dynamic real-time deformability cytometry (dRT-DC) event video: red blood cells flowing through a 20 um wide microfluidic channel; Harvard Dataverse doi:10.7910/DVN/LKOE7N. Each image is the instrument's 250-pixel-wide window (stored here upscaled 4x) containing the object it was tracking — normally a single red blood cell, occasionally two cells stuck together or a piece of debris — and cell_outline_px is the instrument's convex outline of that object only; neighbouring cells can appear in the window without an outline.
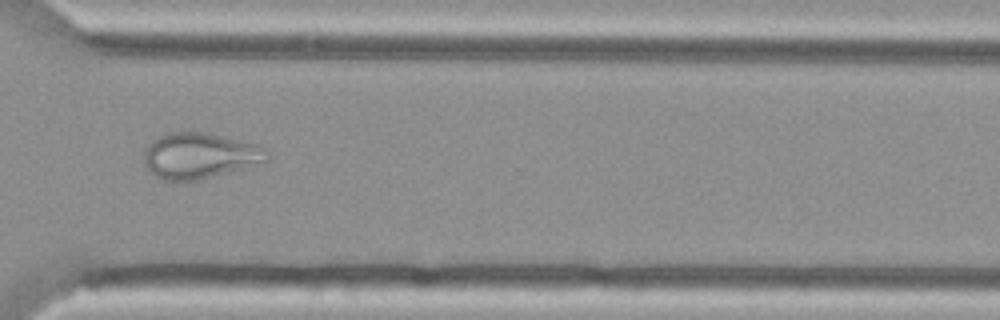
{"species": "Egyptian fruit bat (a non-hibernating species)", "species_latin": "Rousettus aegyptiacus", "temperature_condition": "cold", "stored_images_in_passage": 44, "camera_frame_rate_fps": 3000, "um_per_image_px": 0.085, "animal": {"sex": "female"}, "frame": {"image": 1, "passage_image": 30, "time_ms": 9.667, "image_size_px": [1000, 320], "cell_outline_px": [[268, 156], [264, 160], [240, 168], [196, 180], [160, 180], [144, 164], [144, 148], [152, 140], [164, 132], [204, 132], [256, 144], [264, 148], [268, 152]], "centroid_in_image_um": [16.86, 13.2], "position_along_channel_um": 353.7, "area_um2": 32.14}}
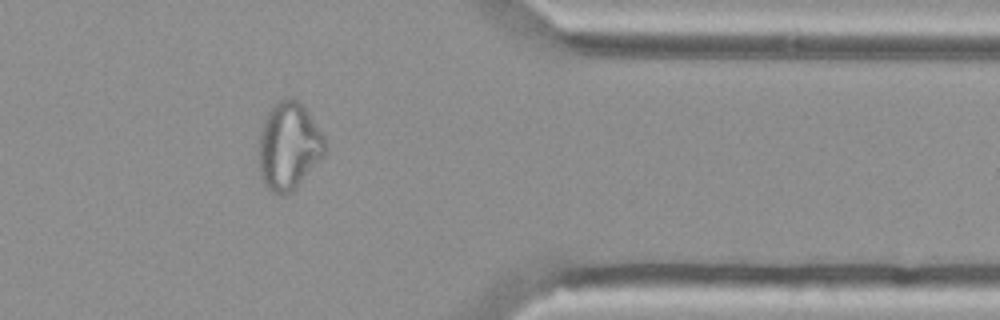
{"frame": {"image": 2, "passage_image": 34, "time_ms": 11.0, "image_size_px": [1000, 320], "cell_outline_px": [[328, 152], [296, 188], [292, 192], [284, 196], [280, 196], [264, 188], [260, 176], [260, 128], [268, 112], [280, 100], [288, 96], [292, 96], [308, 112], [324, 136], [328, 144]], "centroid_in_image_um": [24.57, 12.47], "position_along_channel_um": 386.8, "area_um2": 34.16}}
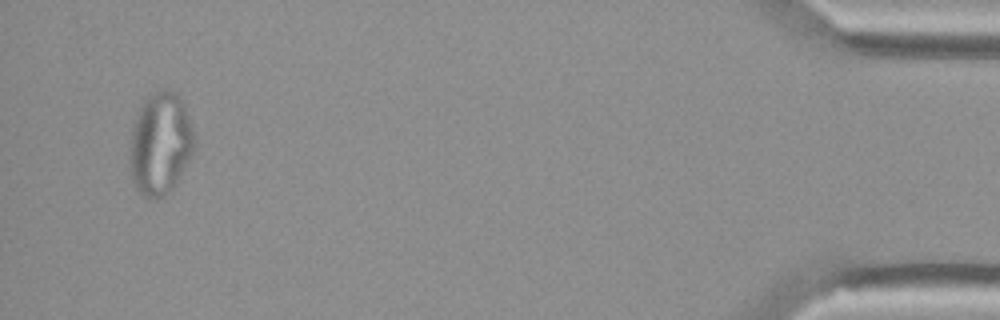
{"frame": {"image": 3, "passage_image": 42, "time_ms": 13.667, "image_size_px": [1000, 320], "cell_outline_px": [[192, 152], [180, 176], [172, 188], [164, 196], [152, 200], [144, 196], [136, 188], [132, 180], [128, 164], [128, 156], [132, 124], [140, 104], [148, 92], [160, 88], [172, 88], [180, 96], [192, 128]], "centroid_in_image_um": [13.55, 12.16], "position_along_channel_um": 421.7, "area_um2": 39.07}}